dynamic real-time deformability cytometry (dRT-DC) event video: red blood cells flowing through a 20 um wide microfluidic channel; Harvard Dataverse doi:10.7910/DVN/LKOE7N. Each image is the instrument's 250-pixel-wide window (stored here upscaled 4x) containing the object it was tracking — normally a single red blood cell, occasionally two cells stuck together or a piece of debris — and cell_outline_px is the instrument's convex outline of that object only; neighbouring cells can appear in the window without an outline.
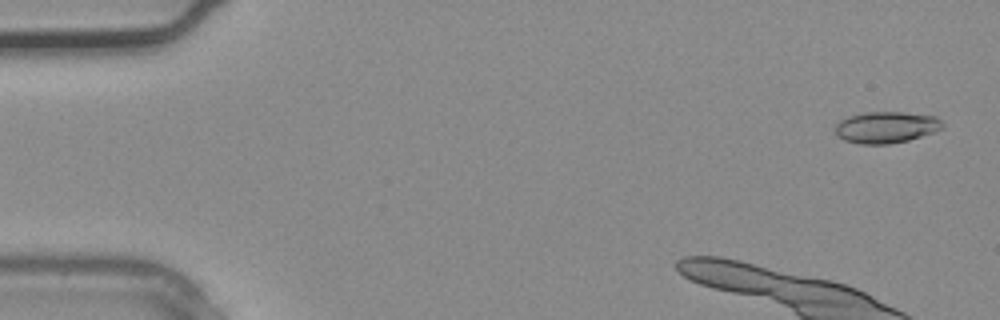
{"species": "common noctule bat (a hibernating species)", "species_latin": "Nyctalus noctula", "temperature_condition": "warm", "stored_images_in_passage": 2, "camera_frame_rate_fps": 3000, "um_per_image_px": 0.085, "animal": {"sex": "male", "body_mass_g": 20.4}, "frame": {"image": 1, "passage_image": 1, "time_ms": 0.0, "image_size_px": [1000, 320], "cell_outline_px": [[944, 124], [940, 128], [932, 132], [908, 140], [888, 144], [860, 144], [844, 140], [836, 136], [836, 124], [840, 120], [848, 116], [864, 112], [904, 112], [936, 116]], "centroid_in_image_um": [75.28, 10.81], "position_along_channel_um": 9.7, "area_um2": 19.59}}